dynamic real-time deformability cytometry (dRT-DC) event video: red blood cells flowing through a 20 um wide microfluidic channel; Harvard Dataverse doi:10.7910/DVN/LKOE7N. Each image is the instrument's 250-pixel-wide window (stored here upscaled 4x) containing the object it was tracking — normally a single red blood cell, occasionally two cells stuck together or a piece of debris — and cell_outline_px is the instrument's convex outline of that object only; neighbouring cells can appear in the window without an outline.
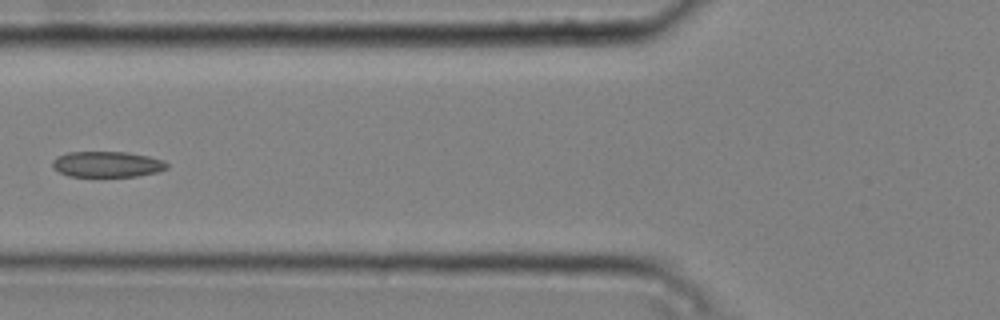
{"species": "common noctule bat (a hibernating species)", "species_latin": "Nyctalus noctula", "temperature_condition": "cold", "stored_images_in_passage": 6, "camera_frame_rate_fps": 3000, "um_per_image_px": 0.085, "animal": {"sex": "male", "body_mass_g": 20.4}, "frame": {"image": 1, "passage_image": 6, "time_ms": 1.667, "image_size_px": [1000, 320], "cell_outline_px": [[168, 168], [156, 172], [136, 176], [68, 176], [52, 168], [52, 160], [56, 156], [68, 152], [128, 152], [148, 156], [164, 160], [168, 164]], "centroid_in_image_um": [9.08, 13.95], "position_along_channel_um": 116.7, "area_um2": 17.22}}